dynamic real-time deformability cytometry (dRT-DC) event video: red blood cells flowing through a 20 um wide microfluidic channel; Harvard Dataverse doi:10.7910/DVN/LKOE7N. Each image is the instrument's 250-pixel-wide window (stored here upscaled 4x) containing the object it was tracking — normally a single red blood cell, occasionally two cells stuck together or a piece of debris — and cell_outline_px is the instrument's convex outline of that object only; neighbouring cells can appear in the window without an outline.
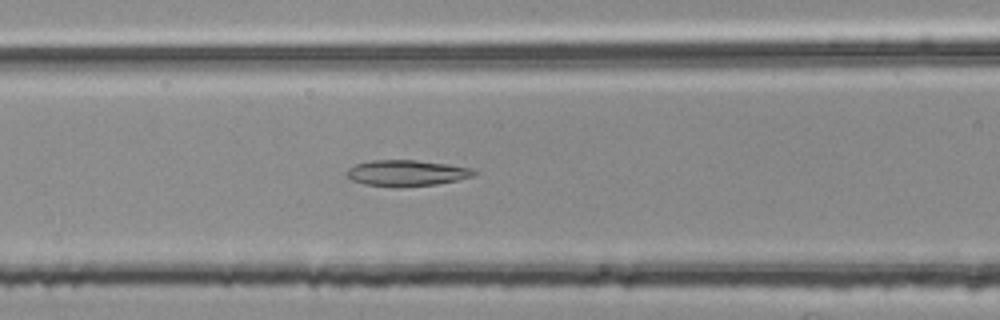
{"species": "common noctule bat (a hibernating species)", "species_latin": "Nyctalus noctula", "temperature_condition": "room temperature", "stored_images_in_passage": 44, "camera_frame_rate_fps": 3000, "um_per_image_px": 0.085, "animal": {"sex": "female", "body_mass_g": 25.1}, "frame": {"image": 1, "passage_image": 16, "time_ms": 5.0, "image_size_px": [1000, 320], "cell_outline_px": [[480, 172], [476, 176], [460, 180], [436, 184], [400, 188], [364, 184], [352, 180], [344, 172], [348, 168], [356, 164], [372, 160], [416, 160], [448, 164], [472, 168]], "centroid_in_image_um": [34.62, 14.72], "position_along_channel_um": 132.0, "area_um2": 19.71}}
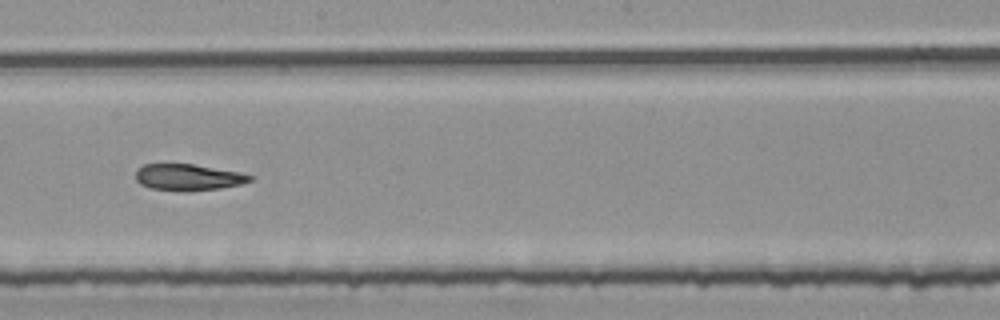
{"frame": {"image": 2, "passage_image": 24, "time_ms": 7.667, "image_size_px": [1000, 320], "cell_outline_px": [[256, 176], [252, 180], [240, 184], [220, 188], [188, 192], [148, 188], [140, 184], [136, 180], [136, 172], [144, 164], [192, 164], [240, 172]], "centroid_in_image_um": [16.01, 15.08], "position_along_channel_um": 232.2, "area_um2": 17.69}}
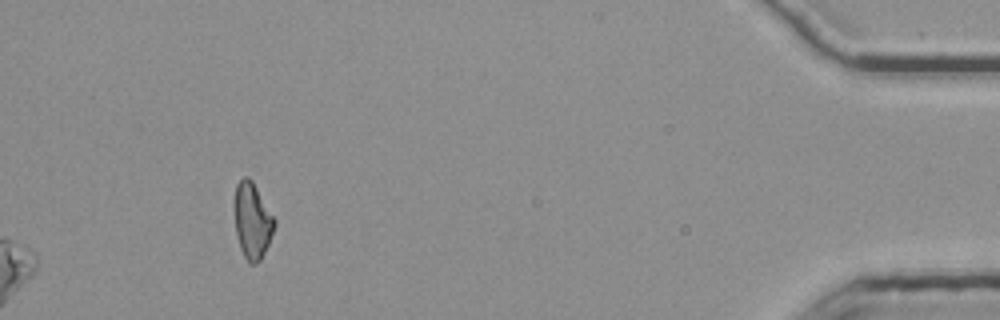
{"frame": {"image": 3, "passage_image": 44, "time_ms": 14.333, "image_size_px": [1000, 320], "cell_outline_px": [[276, 224], [268, 244], [260, 260], [256, 264], [248, 264], [240, 248], [236, 232], [236, 184], [244, 176], [248, 176], [252, 180], [276, 220]], "centroid_in_image_um": [21.47, 18.78], "position_along_channel_um": 413.7, "area_um2": 17.34}, "authors_computed_cell_mechanics": {"area_um2": 19.2185, "velocity_mm_per_s": 3.7681, "shape_relaxation_time_tau1_ms": null, "shape_relaxation_time_tau2_ms": 3.1792, "deformation_change_tau1": null, "deformation_change_tau2": 0.1207}}